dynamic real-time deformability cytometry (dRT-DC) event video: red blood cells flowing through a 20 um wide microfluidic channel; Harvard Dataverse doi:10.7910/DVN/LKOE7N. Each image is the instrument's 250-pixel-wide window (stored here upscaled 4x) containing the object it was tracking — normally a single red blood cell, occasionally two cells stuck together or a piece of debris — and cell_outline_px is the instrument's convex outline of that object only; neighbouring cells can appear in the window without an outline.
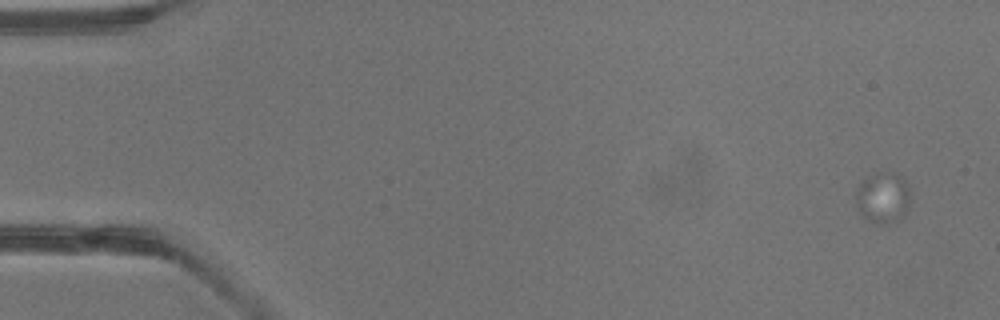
{"species": "common noctule bat (a hibernating species)", "species_latin": "Nyctalus noctula", "temperature_condition": "warm", "stored_images_in_passage": 3, "camera_frame_rate_fps": 3000, "um_per_image_px": 0.085, "animal": {"sex": "male", "body_mass_g": 13.3}, "frame": {"image": 1, "passage_image": 1, "time_ms": 0.0, "image_size_px": [1000, 320], "cell_outline_px": [[908, 204], [904, 216], [888, 224], [876, 224], [860, 216], [856, 208], [856, 188], [864, 180], [876, 172], [880, 172], [900, 176], [908, 184]], "centroid_in_image_um": [75.0, 16.85], "position_along_channel_um": 10.0, "area_um2": 16.07}}